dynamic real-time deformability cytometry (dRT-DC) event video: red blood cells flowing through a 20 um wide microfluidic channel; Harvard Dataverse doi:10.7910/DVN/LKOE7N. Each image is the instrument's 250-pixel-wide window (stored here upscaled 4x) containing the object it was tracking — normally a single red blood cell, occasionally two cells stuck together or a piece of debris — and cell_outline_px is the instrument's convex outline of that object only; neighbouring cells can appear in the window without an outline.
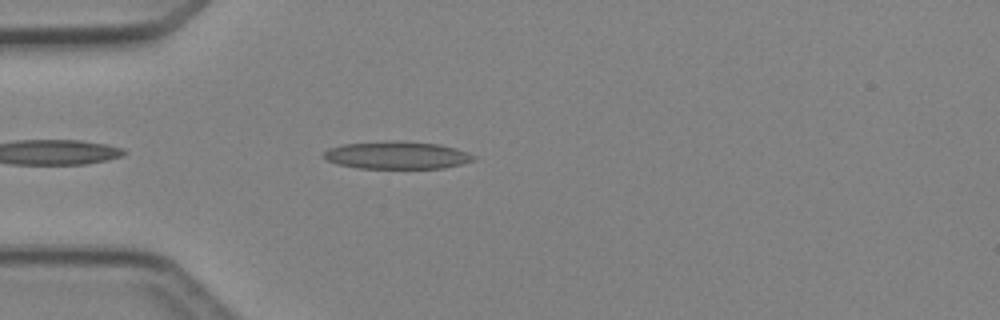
{"species": "Egyptian fruit bat (a non-hibernating species)", "species_latin": "Rousettus aegyptiacus", "temperature_condition": "cold", "stored_images_in_passage": 32, "camera_frame_rate_fps": 3000, "um_per_image_px": 0.085, "animal": {"sex": "female"}, "frame": {"image": 1, "passage_image": 3, "time_ms": 0.667, "image_size_px": [1000, 320], "cell_outline_px": [[476, 160], [444, 168], [360, 168], [336, 164], [328, 160], [324, 156], [324, 152], [328, 148], [344, 144], [400, 140], [440, 144], [456, 148], [468, 152], [476, 156]], "centroid_in_image_um": [33.78, 13.19], "position_along_channel_um": 51.2, "area_um2": 24.1}}
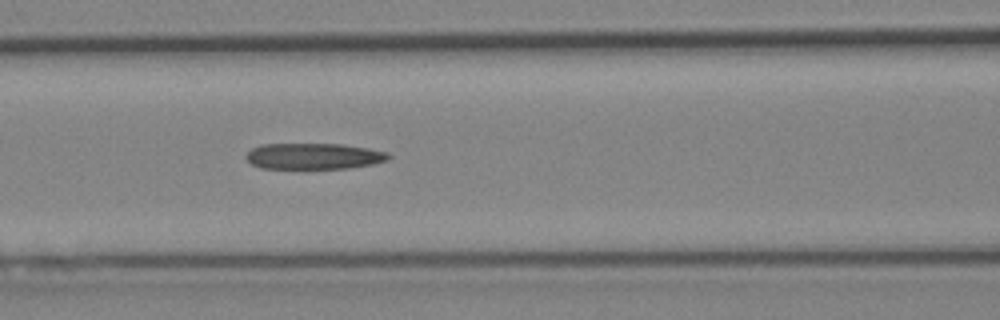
{"frame": {"image": 2, "passage_image": 10, "time_ms": 3.0, "image_size_px": [1000, 320], "cell_outline_px": [[392, 156], [388, 160], [372, 164], [348, 168], [260, 168], [252, 164], [244, 156], [252, 148], [260, 144], [340, 144], [368, 148], [388, 152]], "centroid_in_image_um": [26.67, 13.27], "position_along_channel_um": 139.9, "area_um2": 21.62}}
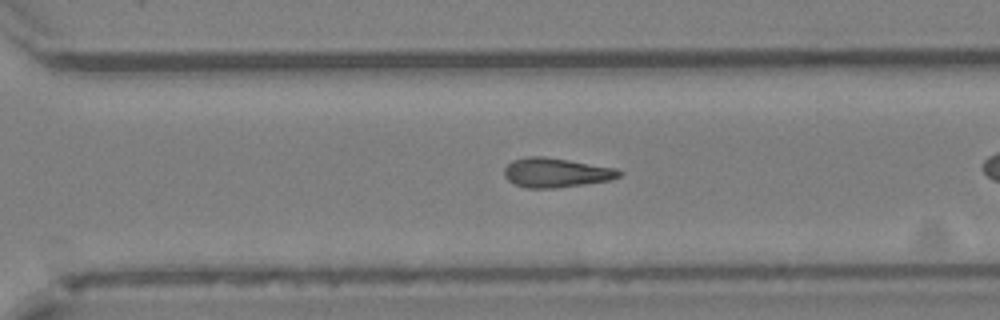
{"frame": {"image": 3, "passage_image": 20, "time_ms": 6.333, "image_size_px": [1000, 320], "cell_outline_px": [[624, 172], [620, 176], [612, 180], [584, 184], [552, 188], [528, 188], [516, 184], [508, 180], [504, 176], [504, 168], [512, 160], [528, 156], [544, 156], [616, 168]], "centroid_in_image_um": [47.27, 14.67], "position_along_channel_um": 323.3, "area_um2": 19.65}}